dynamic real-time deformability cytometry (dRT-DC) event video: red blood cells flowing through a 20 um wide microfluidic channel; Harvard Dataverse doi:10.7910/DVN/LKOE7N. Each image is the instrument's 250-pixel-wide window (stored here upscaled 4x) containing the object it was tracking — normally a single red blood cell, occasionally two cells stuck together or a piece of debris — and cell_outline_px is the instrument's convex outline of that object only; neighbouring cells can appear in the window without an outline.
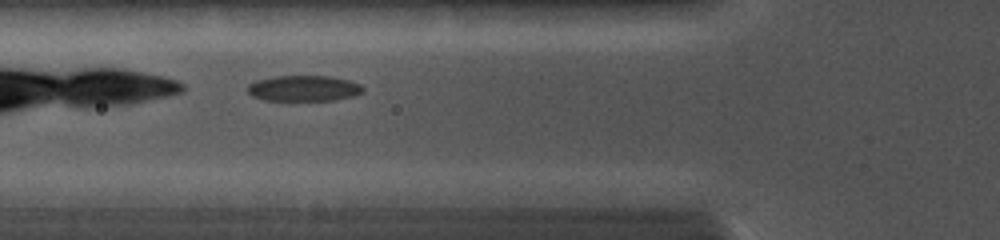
{"species": "common noctule bat (a hibernating species)", "species_latin": "Nyctalus noctula", "temperature_condition": "cold", "stored_images_in_passage": 6, "camera_frame_rate_fps": 5000, "um_per_image_px": 0.085, "animal": {"sex": "female", "body_mass_g": 19.0, "forearm_length_mm": 56.7}, "frame": {"image": 1, "passage_image": 3, "time_ms": 1.0, "image_size_px": [1000, 240], "cell_outline_px": [[364, 92], [352, 96], [336, 100], [264, 100], [252, 96], [248, 92], [248, 84], [256, 80], [272, 76], [328, 76], [348, 80], [360, 84], [364, 88]], "centroid_in_image_um": [25.81, 7.5], "position_along_channel_um": 100.0, "area_um2": 17.34}}
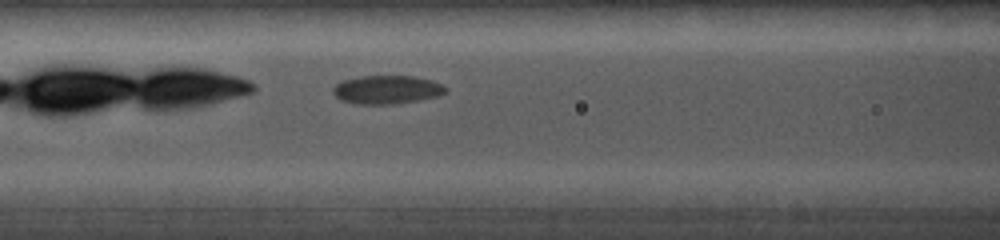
{"frame": {"image": 2, "passage_image": 5, "time_ms": 1.8, "image_size_px": [1000, 240], "cell_outline_px": [[448, 92], [436, 96], [420, 100], [392, 104], [356, 104], [340, 100], [332, 92], [332, 88], [336, 84], [344, 80], [360, 76], [412, 76], [432, 80], [448, 88]], "centroid_in_image_um": [32.88, 7.62], "position_along_channel_um": 133.7, "area_um2": 18.73}}